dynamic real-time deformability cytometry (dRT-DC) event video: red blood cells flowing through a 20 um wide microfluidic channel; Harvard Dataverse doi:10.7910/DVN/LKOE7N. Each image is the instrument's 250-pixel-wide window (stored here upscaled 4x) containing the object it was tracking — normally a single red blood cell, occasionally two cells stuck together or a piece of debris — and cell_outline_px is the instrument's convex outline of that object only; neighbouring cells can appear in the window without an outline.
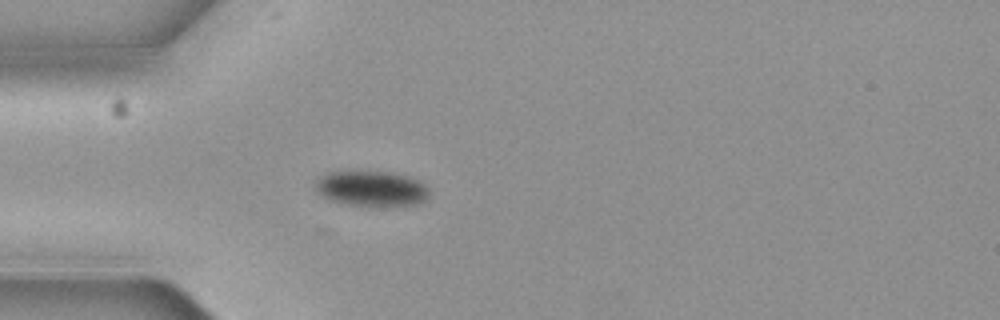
{"species": "common noctule bat (a hibernating species)", "species_latin": "Nyctalus noctula", "temperature_condition": "cold", "stored_images_in_passage": 3, "camera_frame_rate_fps": 3000, "um_per_image_px": 0.085, "animal": {"sex": "female", "body_mass_g": 19.3, "forearm_length_mm": 54.1}, "frame": {"image": 1, "passage_image": 3, "time_ms": 0.667, "image_size_px": [1000, 320], "cell_outline_px": [[428, 196], [424, 200], [416, 204], [344, 204], [332, 200], [324, 196], [316, 188], [316, 184], [320, 176], [328, 172], [388, 172], [408, 176], [424, 184], [428, 188]], "centroid_in_image_um": [31.58, 16.0], "position_along_channel_um": 53.4, "area_um2": 22.43}}